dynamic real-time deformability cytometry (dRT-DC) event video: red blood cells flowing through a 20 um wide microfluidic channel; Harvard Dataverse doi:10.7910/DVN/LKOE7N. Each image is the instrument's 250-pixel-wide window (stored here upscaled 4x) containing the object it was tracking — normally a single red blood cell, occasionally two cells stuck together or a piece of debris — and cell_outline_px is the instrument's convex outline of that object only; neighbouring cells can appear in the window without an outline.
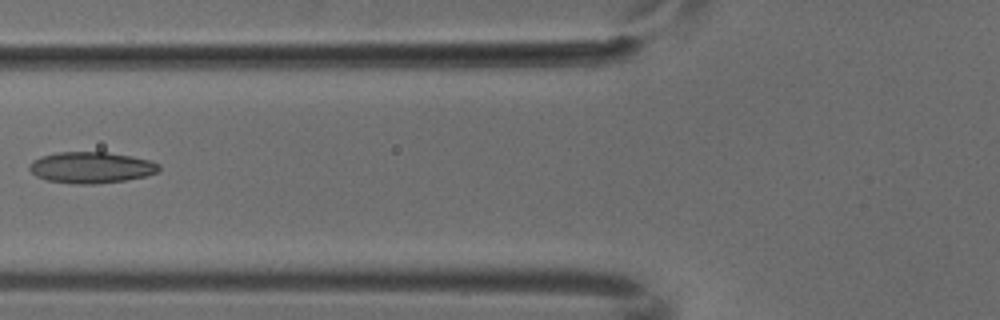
{"species": "common noctule bat (a hibernating species)", "species_latin": "Nyctalus noctula", "temperature_condition": "cold", "stored_images_in_passage": 7, "camera_frame_rate_fps": 3000, "um_per_image_px": 0.085, "animal": {"sex": "male", "body_mass_g": 18.8}, "frame": {"image": 1, "passage_image": 5, "time_ms": 1.333, "image_size_px": [1000, 320], "cell_outline_px": [[160, 168], [156, 172], [144, 176], [124, 180], [96, 184], [72, 184], [48, 180], [36, 176], [28, 168], [32, 160], [40, 156], [56, 152], [108, 152], [132, 156], [148, 160], [160, 164]], "centroid_in_image_um": [7.71, 14.23], "position_along_channel_um": 118.1, "area_um2": 23.58}}
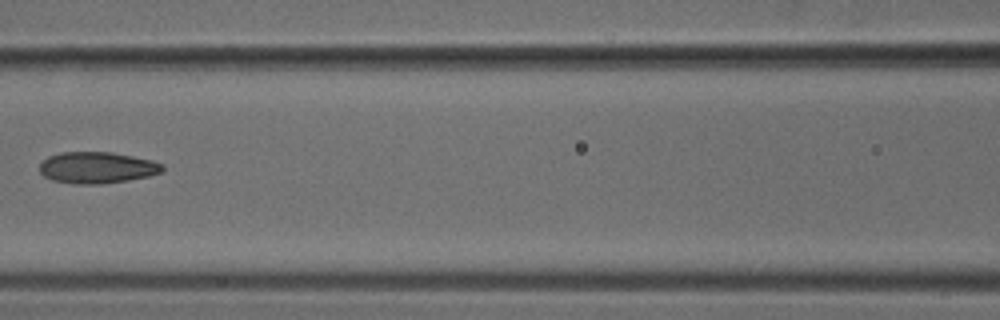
{"frame": {"image": 2, "passage_image": 6, "time_ms": 1.667, "image_size_px": [1000, 320], "cell_outline_px": [[164, 168], [160, 172], [148, 176], [128, 180], [100, 184], [76, 184], [52, 180], [44, 176], [40, 172], [40, 164], [48, 156], [60, 152], [112, 152], [152, 160], [160, 164]], "centroid_in_image_um": [8.21, 14.24], "position_along_channel_um": 158.4, "area_um2": 22.37}}
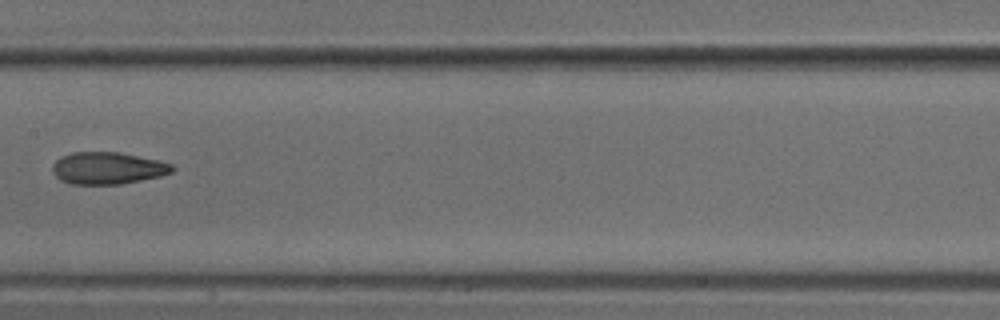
{"frame": {"image": 3, "passage_image": 7, "time_ms": 2.0, "image_size_px": [1000, 320], "cell_outline_px": [[176, 168], [172, 172], [160, 176], [120, 184], [72, 184], [60, 180], [52, 172], [52, 164], [60, 156], [72, 152], [116, 152], [156, 160], [172, 164]], "centroid_in_image_um": [9.11, 14.29], "position_along_channel_um": 198.3, "area_um2": 22.25}}